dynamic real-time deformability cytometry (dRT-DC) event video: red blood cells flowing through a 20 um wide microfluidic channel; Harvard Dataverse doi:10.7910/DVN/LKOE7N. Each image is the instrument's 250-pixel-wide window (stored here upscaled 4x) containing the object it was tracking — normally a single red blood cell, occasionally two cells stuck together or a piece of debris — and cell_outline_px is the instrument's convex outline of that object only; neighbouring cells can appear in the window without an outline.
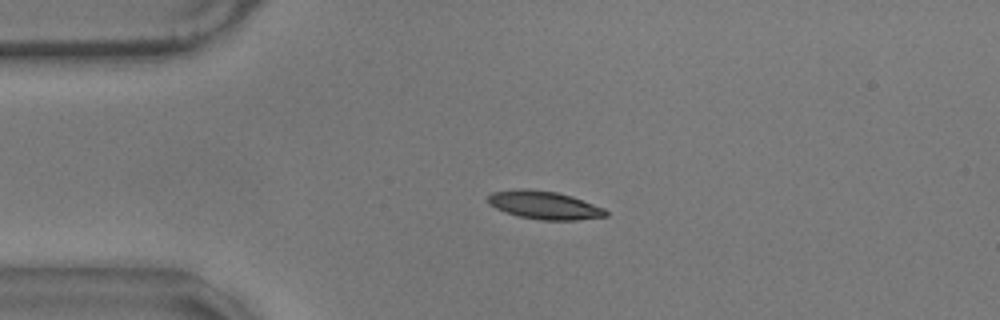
{"species": "common noctule bat (a hibernating species)", "species_latin": "Nyctalus noctula", "temperature_condition": "warm", "stored_images_in_passage": 57, "camera_frame_rate_fps": 3000, "um_per_image_px": 0.085, "animal": {"sex": "male", "body_mass_g": 17.9}, "frame": {"image": 1, "passage_image": 12, "time_ms": 3.667, "image_size_px": [1000, 320], "cell_outline_px": [[608, 216], [576, 220], [540, 220], [520, 216], [496, 208], [488, 204], [488, 196], [492, 192], [556, 192], [572, 196], [604, 208], [608, 212]], "centroid_in_image_um": [46.37, 17.5], "position_along_channel_um": 38.6, "area_um2": 18.21}}
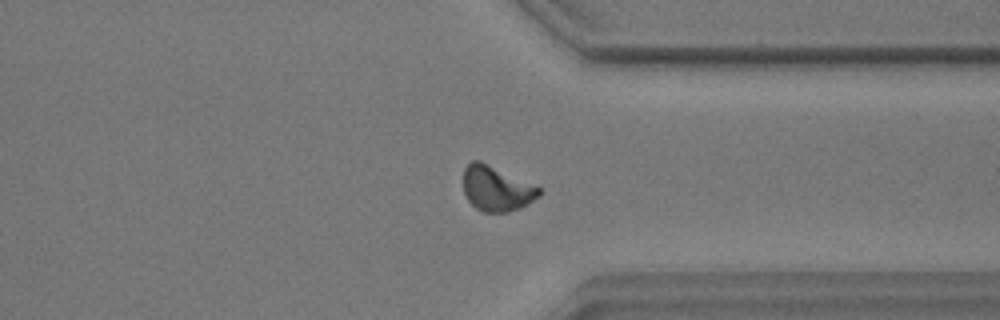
{"frame": {"image": 2, "passage_image": 43, "time_ms": 14.0, "image_size_px": [1000, 320], "cell_outline_px": [[540, 196], [528, 204], [520, 208], [508, 212], [484, 212], [476, 208], [468, 200], [464, 192], [464, 168], [472, 160], [480, 160], [540, 188]], "centroid_in_image_um": [42.19, 16.04], "position_along_channel_um": 369.2, "area_um2": 19.65}}
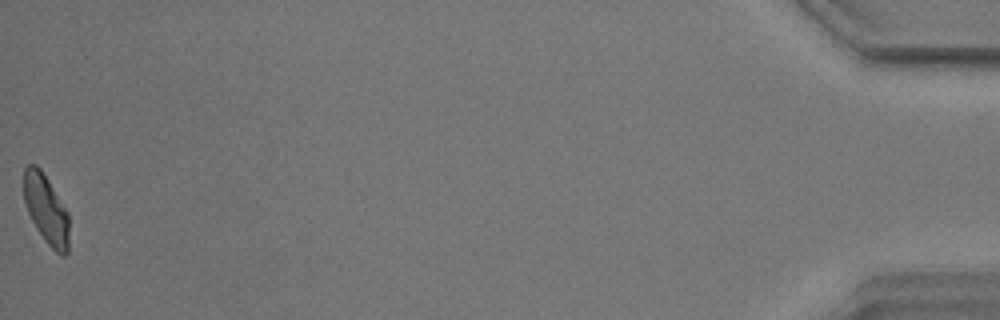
{"frame": {"image": 3, "passage_image": 57, "time_ms": 18.667, "image_size_px": [1000, 320], "cell_outline_px": [[68, 252], [64, 256], [60, 256], [44, 240], [36, 228], [28, 212], [24, 200], [24, 168], [28, 164], [36, 164], [40, 168], [48, 180], [68, 212]], "centroid_in_image_um": [3.92, 17.8], "position_along_channel_um": 431.3, "area_um2": 18.15}, "authors_computed_cell_mechanics": {"area_um2": 18.9584, "velocity_mm_per_s": 3.4627, "shape_relaxation_time_tau1_ms": 5.6327, "shape_relaxation_time_tau2_ms": 2.7697, "deformation_change_tau1": 0.1656, "deformation_change_tau2": 0.0778}}